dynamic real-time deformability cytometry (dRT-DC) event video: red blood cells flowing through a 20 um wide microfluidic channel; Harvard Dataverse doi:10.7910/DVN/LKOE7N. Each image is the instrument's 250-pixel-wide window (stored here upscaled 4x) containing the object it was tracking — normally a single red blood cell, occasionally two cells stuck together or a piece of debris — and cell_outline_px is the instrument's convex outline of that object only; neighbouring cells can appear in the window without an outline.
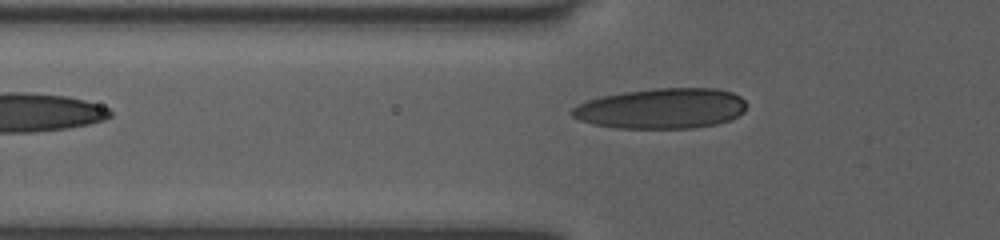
{"species": "human", "species_latin": "Homo sapiens", "temperature_condition": "room temperature", "stored_images_in_passage": 11, "camera_frame_rate_fps": 3000, "um_per_image_px": 0.085, "donor": {"sex": "female"}, "frame": {"image": 1, "passage_image": 11, "time_ms": 5.667, "image_size_px": [1000, 240], "cell_outline_px": [[748, 104], [744, 112], [728, 120], [716, 124], [692, 128], [616, 128], [592, 124], [580, 120], [572, 116], [568, 112], [572, 108], [588, 100], [604, 96], [624, 92], [656, 88], [716, 88], [732, 92], [740, 96]], "centroid_in_image_um": [56.24, 9.22], "position_along_channel_um": 69.6, "area_um2": 41.1}}